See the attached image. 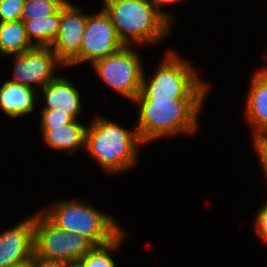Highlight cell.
Wrapping results in <instances>:
<instances>
[{
  "label": "cell",
  "mask_w": 267,
  "mask_h": 267,
  "mask_svg": "<svg viewBox=\"0 0 267 267\" xmlns=\"http://www.w3.org/2000/svg\"><path fill=\"white\" fill-rule=\"evenodd\" d=\"M205 98L134 99L139 105L138 131L143 144L196 130Z\"/></svg>",
  "instance_id": "1"
},
{
  "label": "cell",
  "mask_w": 267,
  "mask_h": 267,
  "mask_svg": "<svg viewBox=\"0 0 267 267\" xmlns=\"http://www.w3.org/2000/svg\"><path fill=\"white\" fill-rule=\"evenodd\" d=\"M142 144L137 129L128 131L105 117H95L86 128V152L108 173L125 171L135 166L138 147Z\"/></svg>",
  "instance_id": "2"
},
{
  "label": "cell",
  "mask_w": 267,
  "mask_h": 267,
  "mask_svg": "<svg viewBox=\"0 0 267 267\" xmlns=\"http://www.w3.org/2000/svg\"><path fill=\"white\" fill-rule=\"evenodd\" d=\"M103 2V9L110 16L117 36L124 46H131L133 43L156 44L172 28L150 0H104Z\"/></svg>",
  "instance_id": "3"
},
{
  "label": "cell",
  "mask_w": 267,
  "mask_h": 267,
  "mask_svg": "<svg viewBox=\"0 0 267 267\" xmlns=\"http://www.w3.org/2000/svg\"><path fill=\"white\" fill-rule=\"evenodd\" d=\"M194 69L174 51H167L150 80L143 73L141 90L135 99L206 98L209 85Z\"/></svg>",
  "instance_id": "4"
},
{
  "label": "cell",
  "mask_w": 267,
  "mask_h": 267,
  "mask_svg": "<svg viewBox=\"0 0 267 267\" xmlns=\"http://www.w3.org/2000/svg\"><path fill=\"white\" fill-rule=\"evenodd\" d=\"M41 212L59 229L85 236L95 246L109 243L123 231L112 216L87 202L56 201Z\"/></svg>",
  "instance_id": "5"
},
{
  "label": "cell",
  "mask_w": 267,
  "mask_h": 267,
  "mask_svg": "<svg viewBox=\"0 0 267 267\" xmlns=\"http://www.w3.org/2000/svg\"><path fill=\"white\" fill-rule=\"evenodd\" d=\"M95 245L85 236L59 229L42 212L34 215V254L67 264L80 260Z\"/></svg>",
  "instance_id": "6"
},
{
  "label": "cell",
  "mask_w": 267,
  "mask_h": 267,
  "mask_svg": "<svg viewBox=\"0 0 267 267\" xmlns=\"http://www.w3.org/2000/svg\"><path fill=\"white\" fill-rule=\"evenodd\" d=\"M139 54L124 46L115 54L96 60L94 70L108 86L131 101L140 93L143 67Z\"/></svg>",
  "instance_id": "7"
},
{
  "label": "cell",
  "mask_w": 267,
  "mask_h": 267,
  "mask_svg": "<svg viewBox=\"0 0 267 267\" xmlns=\"http://www.w3.org/2000/svg\"><path fill=\"white\" fill-rule=\"evenodd\" d=\"M124 47L119 40L110 16L102 8L98 14L88 15L80 53L66 66L91 62L115 54Z\"/></svg>",
  "instance_id": "8"
},
{
  "label": "cell",
  "mask_w": 267,
  "mask_h": 267,
  "mask_svg": "<svg viewBox=\"0 0 267 267\" xmlns=\"http://www.w3.org/2000/svg\"><path fill=\"white\" fill-rule=\"evenodd\" d=\"M11 55L14 57V77L9 81L32 88L37 85L43 88L52 81L55 78L53 75L56 65L64 67L51 47H34L26 52Z\"/></svg>",
  "instance_id": "9"
},
{
  "label": "cell",
  "mask_w": 267,
  "mask_h": 267,
  "mask_svg": "<svg viewBox=\"0 0 267 267\" xmlns=\"http://www.w3.org/2000/svg\"><path fill=\"white\" fill-rule=\"evenodd\" d=\"M87 16L68 1L60 8L59 31L50 47L64 67L80 53Z\"/></svg>",
  "instance_id": "10"
},
{
  "label": "cell",
  "mask_w": 267,
  "mask_h": 267,
  "mask_svg": "<svg viewBox=\"0 0 267 267\" xmlns=\"http://www.w3.org/2000/svg\"><path fill=\"white\" fill-rule=\"evenodd\" d=\"M34 254V215L0 233V267H11Z\"/></svg>",
  "instance_id": "11"
},
{
  "label": "cell",
  "mask_w": 267,
  "mask_h": 267,
  "mask_svg": "<svg viewBox=\"0 0 267 267\" xmlns=\"http://www.w3.org/2000/svg\"><path fill=\"white\" fill-rule=\"evenodd\" d=\"M40 89L46 102L43 110L58 108L76 120L82 110V103L79 91L70 81L63 77H55Z\"/></svg>",
  "instance_id": "12"
},
{
  "label": "cell",
  "mask_w": 267,
  "mask_h": 267,
  "mask_svg": "<svg viewBox=\"0 0 267 267\" xmlns=\"http://www.w3.org/2000/svg\"><path fill=\"white\" fill-rule=\"evenodd\" d=\"M36 91V88L9 80L3 82L0 87L1 110L11 118L31 113L34 110L35 101L39 99V93Z\"/></svg>",
  "instance_id": "13"
},
{
  "label": "cell",
  "mask_w": 267,
  "mask_h": 267,
  "mask_svg": "<svg viewBox=\"0 0 267 267\" xmlns=\"http://www.w3.org/2000/svg\"><path fill=\"white\" fill-rule=\"evenodd\" d=\"M265 67L252 77L244 112L249 125L254 126L253 135L267 124V65Z\"/></svg>",
  "instance_id": "14"
},
{
  "label": "cell",
  "mask_w": 267,
  "mask_h": 267,
  "mask_svg": "<svg viewBox=\"0 0 267 267\" xmlns=\"http://www.w3.org/2000/svg\"><path fill=\"white\" fill-rule=\"evenodd\" d=\"M86 128L76 119L63 127L41 129V131L47 146L71 155L77 148H85Z\"/></svg>",
  "instance_id": "15"
},
{
  "label": "cell",
  "mask_w": 267,
  "mask_h": 267,
  "mask_svg": "<svg viewBox=\"0 0 267 267\" xmlns=\"http://www.w3.org/2000/svg\"><path fill=\"white\" fill-rule=\"evenodd\" d=\"M34 48L26 35L24 22H0V52L3 55L23 53Z\"/></svg>",
  "instance_id": "16"
},
{
  "label": "cell",
  "mask_w": 267,
  "mask_h": 267,
  "mask_svg": "<svg viewBox=\"0 0 267 267\" xmlns=\"http://www.w3.org/2000/svg\"><path fill=\"white\" fill-rule=\"evenodd\" d=\"M22 21L25 25L27 38L34 47H50L59 31L60 9L55 14L45 18Z\"/></svg>",
  "instance_id": "17"
},
{
  "label": "cell",
  "mask_w": 267,
  "mask_h": 267,
  "mask_svg": "<svg viewBox=\"0 0 267 267\" xmlns=\"http://www.w3.org/2000/svg\"><path fill=\"white\" fill-rule=\"evenodd\" d=\"M125 231L107 244L94 246L80 260L85 267H116L110 252L118 248L123 242Z\"/></svg>",
  "instance_id": "18"
},
{
  "label": "cell",
  "mask_w": 267,
  "mask_h": 267,
  "mask_svg": "<svg viewBox=\"0 0 267 267\" xmlns=\"http://www.w3.org/2000/svg\"><path fill=\"white\" fill-rule=\"evenodd\" d=\"M67 0H25L21 20L45 18L55 14Z\"/></svg>",
  "instance_id": "19"
},
{
  "label": "cell",
  "mask_w": 267,
  "mask_h": 267,
  "mask_svg": "<svg viewBox=\"0 0 267 267\" xmlns=\"http://www.w3.org/2000/svg\"><path fill=\"white\" fill-rule=\"evenodd\" d=\"M40 129H52L63 127L66 124L73 122L75 119L66 111H60L58 108L52 110H43Z\"/></svg>",
  "instance_id": "20"
},
{
  "label": "cell",
  "mask_w": 267,
  "mask_h": 267,
  "mask_svg": "<svg viewBox=\"0 0 267 267\" xmlns=\"http://www.w3.org/2000/svg\"><path fill=\"white\" fill-rule=\"evenodd\" d=\"M25 0H0V22L21 19Z\"/></svg>",
  "instance_id": "21"
},
{
  "label": "cell",
  "mask_w": 267,
  "mask_h": 267,
  "mask_svg": "<svg viewBox=\"0 0 267 267\" xmlns=\"http://www.w3.org/2000/svg\"><path fill=\"white\" fill-rule=\"evenodd\" d=\"M255 216V230L259 234V238L267 243V202L259 208Z\"/></svg>",
  "instance_id": "22"
},
{
  "label": "cell",
  "mask_w": 267,
  "mask_h": 267,
  "mask_svg": "<svg viewBox=\"0 0 267 267\" xmlns=\"http://www.w3.org/2000/svg\"><path fill=\"white\" fill-rule=\"evenodd\" d=\"M253 136V148H267V124L260 128Z\"/></svg>",
  "instance_id": "23"
},
{
  "label": "cell",
  "mask_w": 267,
  "mask_h": 267,
  "mask_svg": "<svg viewBox=\"0 0 267 267\" xmlns=\"http://www.w3.org/2000/svg\"><path fill=\"white\" fill-rule=\"evenodd\" d=\"M151 3L155 6L156 10L170 23L172 24L173 23V17H172V14L170 15L169 13L165 12V11H161L160 8L161 6L163 5H168V4H173V3H176L178 1H181V0H150Z\"/></svg>",
  "instance_id": "24"
},
{
  "label": "cell",
  "mask_w": 267,
  "mask_h": 267,
  "mask_svg": "<svg viewBox=\"0 0 267 267\" xmlns=\"http://www.w3.org/2000/svg\"><path fill=\"white\" fill-rule=\"evenodd\" d=\"M34 267H65V264L54 260H47L34 254Z\"/></svg>",
  "instance_id": "25"
},
{
  "label": "cell",
  "mask_w": 267,
  "mask_h": 267,
  "mask_svg": "<svg viewBox=\"0 0 267 267\" xmlns=\"http://www.w3.org/2000/svg\"><path fill=\"white\" fill-rule=\"evenodd\" d=\"M254 149L260 158L261 166L267 177V148H254Z\"/></svg>",
  "instance_id": "26"
},
{
  "label": "cell",
  "mask_w": 267,
  "mask_h": 267,
  "mask_svg": "<svg viewBox=\"0 0 267 267\" xmlns=\"http://www.w3.org/2000/svg\"><path fill=\"white\" fill-rule=\"evenodd\" d=\"M11 267H34V254L31 258L21 262V263H17Z\"/></svg>",
  "instance_id": "27"
},
{
  "label": "cell",
  "mask_w": 267,
  "mask_h": 267,
  "mask_svg": "<svg viewBox=\"0 0 267 267\" xmlns=\"http://www.w3.org/2000/svg\"><path fill=\"white\" fill-rule=\"evenodd\" d=\"M65 267H85L81 260L78 261H72L67 264H65Z\"/></svg>",
  "instance_id": "28"
}]
</instances>
